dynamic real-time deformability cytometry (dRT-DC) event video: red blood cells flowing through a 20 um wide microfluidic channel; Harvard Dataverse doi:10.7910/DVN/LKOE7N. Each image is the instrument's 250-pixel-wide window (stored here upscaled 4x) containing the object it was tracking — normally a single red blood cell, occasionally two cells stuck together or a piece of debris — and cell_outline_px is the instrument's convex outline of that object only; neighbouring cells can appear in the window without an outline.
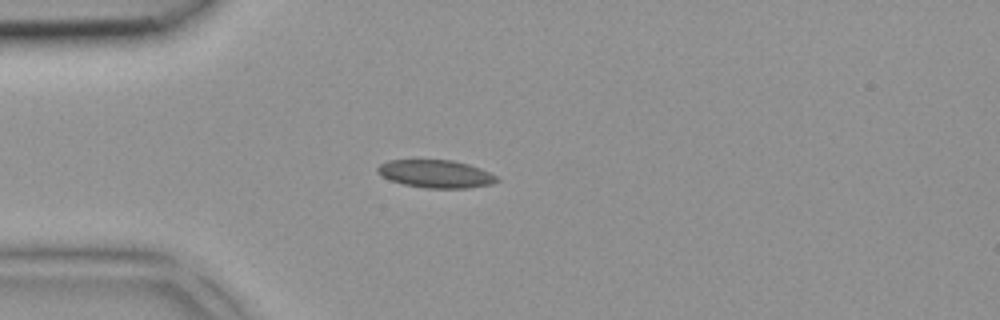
{"species": "common noctule bat (a hibernating species)", "species_latin": "Nyctalus noctula", "temperature_condition": "room temperature", "stored_images_in_passage": 32, "camera_frame_rate_fps": 3000, "um_per_image_px": 0.085, "animal": {"sex": "female", "body_mass_g": 18.4}, "frame": {"image": 1, "passage_image": 1, "time_ms": 0.0, "image_size_px": [1000, 320], "cell_outline_px": [[500, 180], [492, 184], [468, 188], [424, 188], [404, 184], [392, 180], [376, 172], [376, 168], [380, 164], [388, 160], [452, 160], [468, 164], [480, 168], [496, 176]], "centroid_in_image_um": [37.05, 14.78], "position_along_channel_um": 48.0, "area_um2": 19.25}}
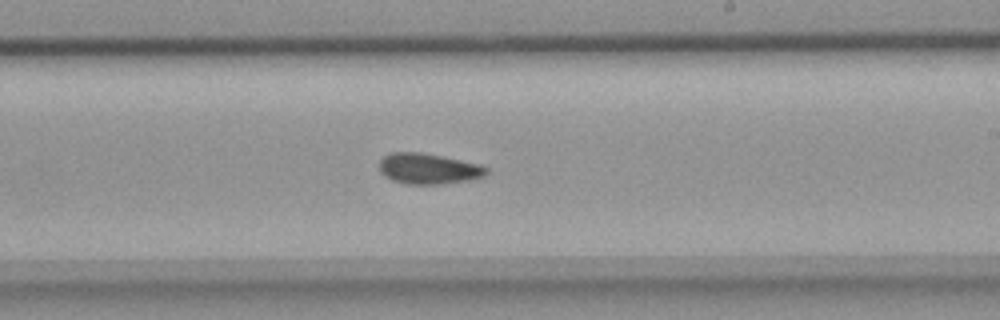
{"frame": {"image": 2, "passage_image": 15, "time_ms": 4.667, "image_size_px": [1000, 320], "cell_outline_px": [[488, 172], [484, 176], [468, 180], [440, 184], [404, 184], [392, 180], [384, 176], [380, 172], [380, 160], [384, 156], [392, 152], [420, 152], [480, 164], [488, 168]], "centroid_in_image_um": [36.4, 14.34], "position_along_channel_um": 252.6, "area_um2": 19.07}}
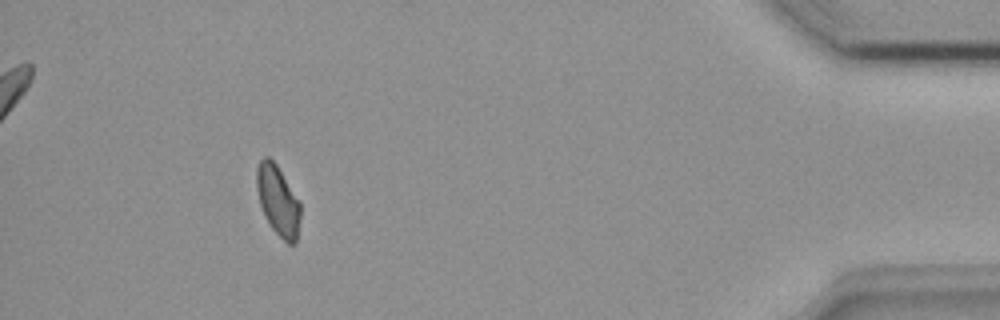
{"frame": {"image": 3, "passage_image": 29, "time_ms": 9.333, "image_size_px": [1000, 320], "cell_outline_px": [[300, 216], [296, 244], [288, 244], [272, 228], [260, 204], [256, 188], [256, 168], [260, 160], [264, 156], [268, 156], [276, 164], [300, 200]], "centroid_in_image_um": [23.63, 17.02], "position_along_channel_um": 411.6, "area_um2": 17.8}}